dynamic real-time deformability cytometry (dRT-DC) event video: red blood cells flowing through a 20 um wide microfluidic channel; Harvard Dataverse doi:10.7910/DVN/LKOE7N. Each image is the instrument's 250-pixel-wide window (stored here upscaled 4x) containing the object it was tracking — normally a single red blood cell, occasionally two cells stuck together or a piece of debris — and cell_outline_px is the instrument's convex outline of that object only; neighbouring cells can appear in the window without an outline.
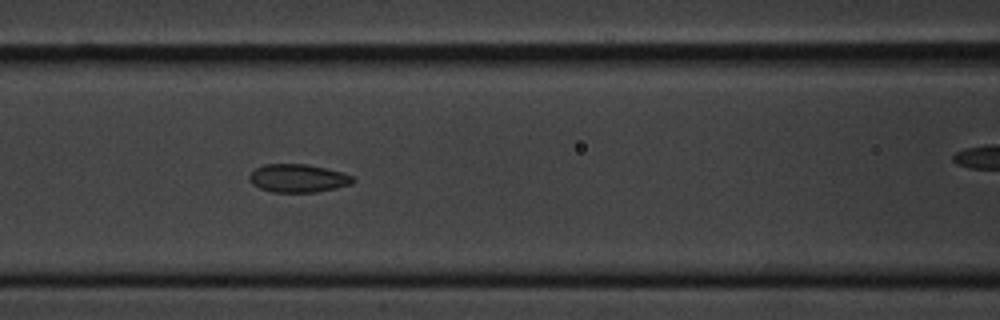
{"species": "common noctule bat (a hibernating species)", "species_latin": "Nyctalus noctula", "temperature_condition": "cold", "stored_images_in_passage": 9, "segment_of_instrument_passage": [1, 2], "camera_frame_rate_fps": 3000, "um_per_image_px": 0.085, "animal": {"sex": "male", "body_mass_g": 20.1, "forearm_length_mm": 53.5}, "frame": {"image": 1, "passage_image": 7, "time_ms": 7.0, "image_size_px": [1000, 320], "cell_outline_px": [[356, 180], [352, 184], [336, 188], [316, 192], [272, 192], [260, 188], [252, 184], [248, 176], [256, 168], [264, 164], [304, 164], [324, 168], [340, 172], [352, 176]], "centroid_in_image_um": [25.32, 15.16], "position_along_channel_um": 141.3, "area_um2": 16.88}}
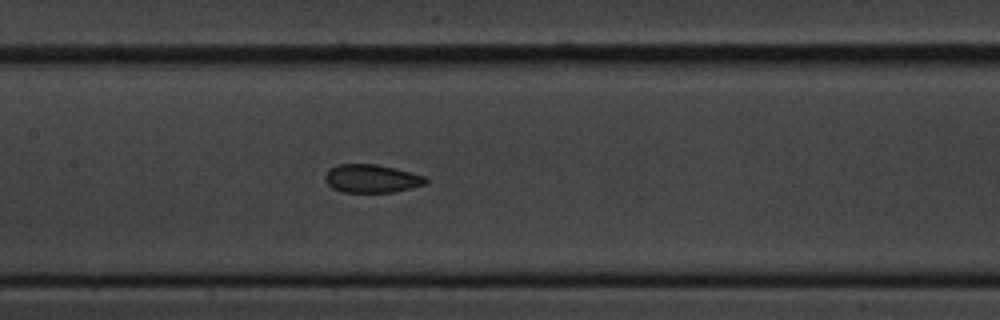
{"frame": {"image": 2, "passage_image": 8, "time_ms": 8.0, "image_size_px": [1000, 320], "cell_outline_px": [[428, 180], [424, 184], [412, 188], [392, 192], [344, 192], [332, 188], [324, 180], [324, 176], [332, 168], [340, 164], [376, 164], [412, 172], [428, 176]], "centroid_in_image_um": [31.63, 15.18], "position_along_channel_um": 175.8, "area_um2": 16.53}}